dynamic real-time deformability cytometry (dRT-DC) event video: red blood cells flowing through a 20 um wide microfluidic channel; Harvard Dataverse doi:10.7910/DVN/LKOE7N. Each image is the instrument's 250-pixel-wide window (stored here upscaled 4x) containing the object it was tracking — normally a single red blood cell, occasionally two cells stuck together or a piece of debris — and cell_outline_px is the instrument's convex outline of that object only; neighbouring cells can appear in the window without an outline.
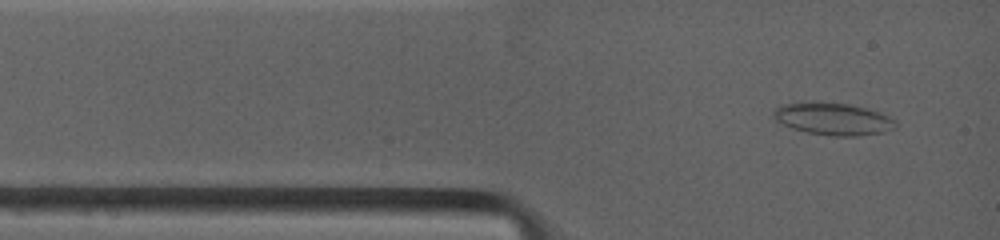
{"species": "common noctule bat (a hibernating species)", "species_latin": "Nyctalus noctula", "temperature_condition": "warm", "stored_images_in_passage": 3, "camera_frame_rate_fps": 4500, "um_per_image_px": 0.085, "animal": {"sex": "female", "body_mass_g": 19.0, "forearm_length_mm": 53.3}, "frame": {"image": 1, "passage_image": 1, "time_ms": 0.0, "image_size_px": [1000, 240], "cell_outline_px": [[896, 124], [892, 128], [884, 132], [856, 136], [832, 136], [808, 132], [792, 128], [776, 120], [772, 116], [772, 112], [776, 108], [788, 104], [844, 104], [864, 108], [876, 112], [892, 120]], "centroid_in_image_um": [70.78, 10.15], "position_along_channel_um": 14.2, "area_um2": 21.62}}